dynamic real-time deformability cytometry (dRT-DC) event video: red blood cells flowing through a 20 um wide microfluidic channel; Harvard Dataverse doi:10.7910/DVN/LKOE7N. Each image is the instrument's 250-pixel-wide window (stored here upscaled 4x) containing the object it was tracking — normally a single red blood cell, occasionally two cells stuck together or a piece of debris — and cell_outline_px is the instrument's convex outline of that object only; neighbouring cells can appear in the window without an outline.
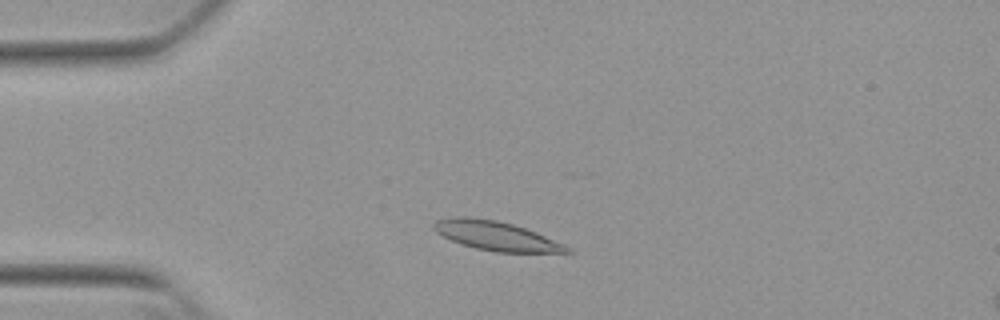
{"species": "Egyptian fruit bat (a non-hibernating species)", "species_latin": "Rousettus aegyptiacus", "temperature_condition": "warm", "stored_images_in_passage": 48, "camera_frame_rate_fps": 3000, "um_per_image_px": 0.085, "animal": {"sex": "female"}, "frame": {"image": 1, "passage_image": 8, "time_ms": 2.333, "image_size_px": [1000, 320], "cell_outline_px": [[576, 252], [496, 252], [476, 248], [460, 244], [436, 232], [432, 228], [432, 224], [436, 220], [452, 216], [464, 216], [496, 220], [512, 224], [536, 232], [564, 244], [572, 248]], "centroid_in_image_um": [42.15, 20.04], "position_along_channel_um": 42.9, "area_um2": 22.6}}
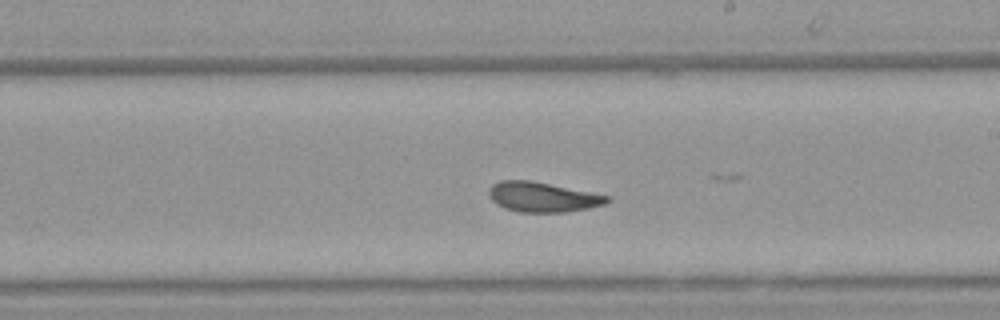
{"frame": {"image": 2, "passage_image": 26, "time_ms": 8.333, "image_size_px": [1000, 320], "cell_outline_px": [[612, 200], [604, 204], [588, 208], [564, 212], [520, 212], [504, 208], [496, 204], [488, 196], [488, 188], [492, 184], [500, 180], [532, 180], [612, 196]], "centroid_in_image_um": [46.12, 16.73], "position_along_channel_um": 242.9, "area_um2": 20.87}}
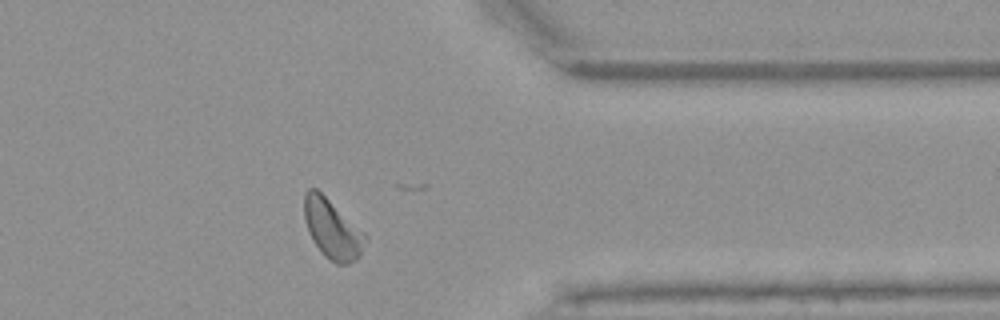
{"frame": {"image": 3, "passage_image": 38, "time_ms": 12.333, "image_size_px": [1000, 320], "cell_outline_px": [[368, 240], [360, 256], [356, 260], [348, 264], [336, 264], [324, 256], [320, 252], [312, 240], [308, 232], [304, 220], [304, 192], [308, 188], [316, 188], [364, 232], [368, 236]], "centroid_in_image_um": [28.24, 19.49], "position_along_channel_um": 383.2, "area_um2": 21.33}, "authors_computed_cell_mechanics": {"area_um2": 21.1837, "velocity_mm_per_s": 3.788, "shape_relaxation_time_tau1_ms": 3.9251, "shape_relaxation_time_tau2_ms": 2.0074, "deformation_change_tau1": 0.147, "deformation_change_tau2": 0.0841}}